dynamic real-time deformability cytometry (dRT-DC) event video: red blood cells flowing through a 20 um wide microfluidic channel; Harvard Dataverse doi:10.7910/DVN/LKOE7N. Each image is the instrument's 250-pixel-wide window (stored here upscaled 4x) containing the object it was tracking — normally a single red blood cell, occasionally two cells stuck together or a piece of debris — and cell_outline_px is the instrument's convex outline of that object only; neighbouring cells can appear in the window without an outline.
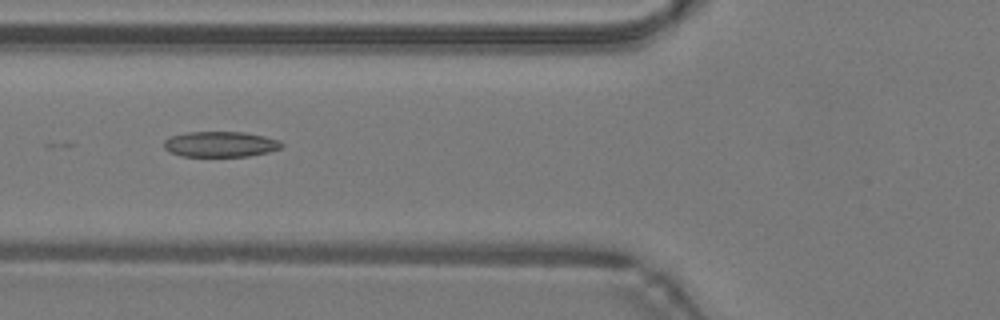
{"species": "common noctule bat (a hibernating species)", "species_latin": "Nyctalus noctula", "temperature_condition": "warm", "stored_images_in_passage": 49, "camera_frame_rate_fps": 3000, "um_per_image_px": 0.085, "animal": {"sex": "male", "body_mass_g": 19.2, "forearm_length_mm": 51.8}, "frame": {"image": 1, "passage_image": 19, "time_ms": 6.0, "image_size_px": [1000, 320], "cell_outline_px": [[284, 144], [280, 148], [268, 152], [248, 156], [180, 156], [168, 152], [164, 148], [164, 140], [172, 136], [188, 132], [244, 132], [264, 136], [280, 140]], "centroid_in_image_um": [18.73, 12.26], "position_along_channel_um": 107.1, "area_um2": 17.51}}
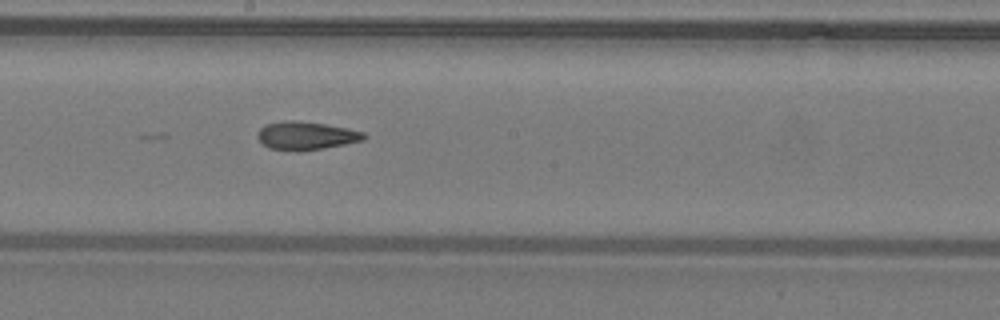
{"frame": {"image": 2, "passage_image": 27, "time_ms": 8.667, "image_size_px": [1000, 320], "cell_outline_px": [[368, 136], [364, 140], [324, 148], [296, 152], [268, 148], [256, 136], [256, 132], [264, 124], [284, 120], [296, 120], [324, 124], [364, 132]], "centroid_in_image_um": [25.97, 11.53], "position_along_channel_um": 222.2, "area_um2": 17.63}}
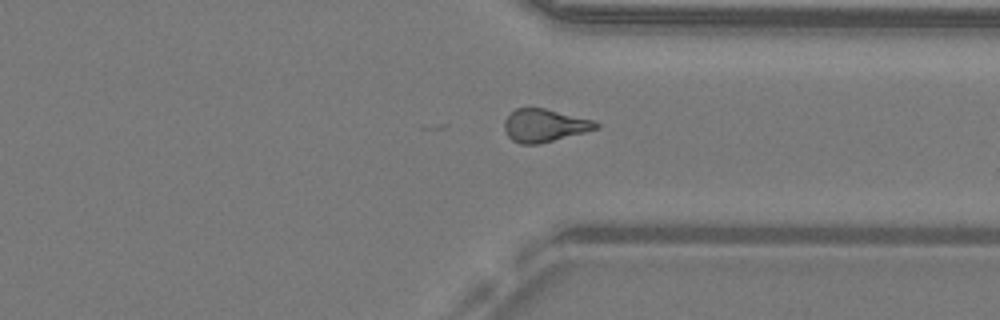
{"frame": {"image": 3, "passage_image": 37, "time_ms": 12.0, "image_size_px": [1000, 320], "cell_outline_px": [[600, 128], [536, 144], [520, 144], [512, 140], [508, 136], [504, 128], [504, 120], [516, 108], [544, 108], [592, 120], [600, 124]], "centroid_in_image_um": [46.26, 10.66], "position_along_channel_um": 365.1, "area_um2": 17.22}, "authors_computed_cell_mechanics": {"area_um2": 17.6868, "velocity_mm_per_s": 4.2999, "shape_relaxation_time_tau1_ms": null, "shape_relaxation_time_tau2_ms": 2.9496, "deformation_change_tau1": null, "deformation_change_tau2": 0.1206}}